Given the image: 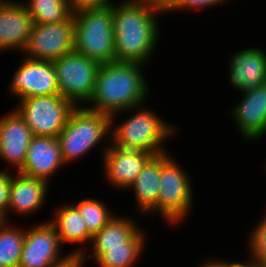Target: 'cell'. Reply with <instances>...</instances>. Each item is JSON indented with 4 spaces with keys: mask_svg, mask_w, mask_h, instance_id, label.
Masks as SVG:
<instances>
[{
    "mask_svg": "<svg viewBox=\"0 0 266 267\" xmlns=\"http://www.w3.org/2000/svg\"><path fill=\"white\" fill-rule=\"evenodd\" d=\"M229 56L227 80L231 88L244 93L266 83V49L257 46L242 48Z\"/></svg>",
    "mask_w": 266,
    "mask_h": 267,
    "instance_id": "14",
    "label": "cell"
},
{
    "mask_svg": "<svg viewBox=\"0 0 266 267\" xmlns=\"http://www.w3.org/2000/svg\"><path fill=\"white\" fill-rule=\"evenodd\" d=\"M15 110L34 136L58 137L76 108L60 94L28 97L17 101Z\"/></svg>",
    "mask_w": 266,
    "mask_h": 267,
    "instance_id": "8",
    "label": "cell"
},
{
    "mask_svg": "<svg viewBox=\"0 0 266 267\" xmlns=\"http://www.w3.org/2000/svg\"><path fill=\"white\" fill-rule=\"evenodd\" d=\"M54 210L48 221L55 227L62 246L77 243L70 253L83 254L90 245L92 235L88 232L78 207L69 202L55 207Z\"/></svg>",
    "mask_w": 266,
    "mask_h": 267,
    "instance_id": "20",
    "label": "cell"
},
{
    "mask_svg": "<svg viewBox=\"0 0 266 267\" xmlns=\"http://www.w3.org/2000/svg\"><path fill=\"white\" fill-rule=\"evenodd\" d=\"M144 6L157 11L161 15H167L174 12V7L178 0H138ZM167 13V14H166Z\"/></svg>",
    "mask_w": 266,
    "mask_h": 267,
    "instance_id": "30",
    "label": "cell"
},
{
    "mask_svg": "<svg viewBox=\"0 0 266 267\" xmlns=\"http://www.w3.org/2000/svg\"><path fill=\"white\" fill-rule=\"evenodd\" d=\"M163 165V153L153 155L142 168L134 182L126 191L133 195L134 204L140 211V216L147 214L156 204L160 192L161 167Z\"/></svg>",
    "mask_w": 266,
    "mask_h": 267,
    "instance_id": "21",
    "label": "cell"
},
{
    "mask_svg": "<svg viewBox=\"0 0 266 267\" xmlns=\"http://www.w3.org/2000/svg\"><path fill=\"white\" fill-rule=\"evenodd\" d=\"M227 1L229 2L230 0H178L174 7V12H182L184 10L200 11L201 9L205 11L206 8L208 10V8L217 7Z\"/></svg>",
    "mask_w": 266,
    "mask_h": 267,
    "instance_id": "28",
    "label": "cell"
},
{
    "mask_svg": "<svg viewBox=\"0 0 266 267\" xmlns=\"http://www.w3.org/2000/svg\"><path fill=\"white\" fill-rule=\"evenodd\" d=\"M33 19L21 0L0 1V54L24 50L33 27Z\"/></svg>",
    "mask_w": 266,
    "mask_h": 267,
    "instance_id": "16",
    "label": "cell"
},
{
    "mask_svg": "<svg viewBox=\"0 0 266 267\" xmlns=\"http://www.w3.org/2000/svg\"><path fill=\"white\" fill-rule=\"evenodd\" d=\"M111 10L116 61L149 66L162 38L158 19L161 14L138 0H118Z\"/></svg>",
    "mask_w": 266,
    "mask_h": 267,
    "instance_id": "1",
    "label": "cell"
},
{
    "mask_svg": "<svg viewBox=\"0 0 266 267\" xmlns=\"http://www.w3.org/2000/svg\"><path fill=\"white\" fill-rule=\"evenodd\" d=\"M247 236V262L257 267H266V209Z\"/></svg>",
    "mask_w": 266,
    "mask_h": 267,
    "instance_id": "26",
    "label": "cell"
},
{
    "mask_svg": "<svg viewBox=\"0 0 266 267\" xmlns=\"http://www.w3.org/2000/svg\"><path fill=\"white\" fill-rule=\"evenodd\" d=\"M113 0H68L72 12L82 9L103 8L114 3Z\"/></svg>",
    "mask_w": 266,
    "mask_h": 267,
    "instance_id": "29",
    "label": "cell"
},
{
    "mask_svg": "<svg viewBox=\"0 0 266 267\" xmlns=\"http://www.w3.org/2000/svg\"><path fill=\"white\" fill-rule=\"evenodd\" d=\"M134 218L119 215L118 213L96 234L92 236L88 247H115L123 246L141 228Z\"/></svg>",
    "mask_w": 266,
    "mask_h": 267,
    "instance_id": "22",
    "label": "cell"
},
{
    "mask_svg": "<svg viewBox=\"0 0 266 267\" xmlns=\"http://www.w3.org/2000/svg\"><path fill=\"white\" fill-rule=\"evenodd\" d=\"M59 92L75 107H85L90 101L100 63L72 51L52 62Z\"/></svg>",
    "mask_w": 266,
    "mask_h": 267,
    "instance_id": "7",
    "label": "cell"
},
{
    "mask_svg": "<svg viewBox=\"0 0 266 267\" xmlns=\"http://www.w3.org/2000/svg\"><path fill=\"white\" fill-rule=\"evenodd\" d=\"M74 51L100 64L116 61L111 5L73 12Z\"/></svg>",
    "mask_w": 266,
    "mask_h": 267,
    "instance_id": "6",
    "label": "cell"
},
{
    "mask_svg": "<svg viewBox=\"0 0 266 267\" xmlns=\"http://www.w3.org/2000/svg\"><path fill=\"white\" fill-rule=\"evenodd\" d=\"M144 230L141 227L123 246L88 247L82 255L86 261L94 260L92 262L98 264L97 267H134L145 253L147 234Z\"/></svg>",
    "mask_w": 266,
    "mask_h": 267,
    "instance_id": "19",
    "label": "cell"
},
{
    "mask_svg": "<svg viewBox=\"0 0 266 267\" xmlns=\"http://www.w3.org/2000/svg\"><path fill=\"white\" fill-rule=\"evenodd\" d=\"M240 96L236 106L228 112L237 127L236 133L240 135L241 142L244 140L253 144L266 137V83Z\"/></svg>",
    "mask_w": 266,
    "mask_h": 267,
    "instance_id": "12",
    "label": "cell"
},
{
    "mask_svg": "<svg viewBox=\"0 0 266 267\" xmlns=\"http://www.w3.org/2000/svg\"><path fill=\"white\" fill-rule=\"evenodd\" d=\"M63 251L56 229L48 220L27 225L18 267H52L69 254Z\"/></svg>",
    "mask_w": 266,
    "mask_h": 267,
    "instance_id": "11",
    "label": "cell"
},
{
    "mask_svg": "<svg viewBox=\"0 0 266 267\" xmlns=\"http://www.w3.org/2000/svg\"><path fill=\"white\" fill-rule=\"evenodd\" d=\"M152 156L148 151L123 149L110 143L100 158L104 180L115 190L125 191Z\"/></svg>",
    "mask_w": 266,
    "mask_h": 267,
    "instance_id": "13",
    "label": "cell"
},
{
    "mask_svg": "<svg viewBox=\"0 0 266 267\" xmlns=\"http://www.w3.org/2000/svg\"><path fill=\"white\" fill-rule=\"evenodd\" d=\"M3 115L0 117V161L18 172L26 160L34 135L14 107Z\"/></svg>",
    "mask_w": 266,
    "mask_h": 267,
    "instance_id": "15",
    "label": "cell"
},
{
    "mask_svg": "<svg viewBox=\"0 0 266 267\" xmlns=\"http://www.w3.org/2000/svg\"><path fill=\"white\" fill-rule=\"evenodd\" d=\"M22 3L34 24L63 22L73 14L68 0H23Z\"/></svg>",
    "mask_w": 266,
    "mask_h": 267,
    "instance_id": "24",
    "label": "cell"
},
{
    "mask_svg": "<svg viewBox=\"0 0 266 267\" xmlns=\"http://www.w3.org/2000/svg\"><path fill=\"white\" fill-rule=\"evenodd\" d=\"M110 125V115L91 111L85 107H76L57 137L65 165L73 164L76 160L88 156L94 148L100 150L102 158L111 143Z\"/></svg>",
    "mask_w": 266,
    "mask_h": 267,
    "instance_id": "4",
    "label": "cell"
},
{
    "mask_svg": "<svg viewBox=\"0 0 266 267\" xmlns=\"http://www.w3.org/2000/svg\"><path fill=\"white\" fill-rule=\"evenodd\" d=\"M241 267H255V265H252L246 261Z\"/></svg>",
    "mask_w": 266,
    "mask_h": 267,
    "instance_id": "33",
    "label": "cell"
},
{
    "mask_svg": "<svg viewBox=\"0 0 266 267\" xmlns=\"http://www.w3.org/2000/svg\"><path fill=\"white\" fill-rule=\"evenodd\" d=\"M13 223L9 221L0 223V267L19 266L25 228Z\"/></svg>",
    "mask_w": 266,
    "mask_h": 267,
    "instance_id": "23",
    "label": "cell"
},
{
    "mask_svg": "<svg viewBox=\"0 0 266 267\" xmlns=\"http://www.w3.org/2000/svg\"><path fill=\"white\" fill-rule=\"evenodd\" d=\"M146 67L140 63L114 61L101 64L86 109L113 115L147 103L151 94ZM144 69V70H143Z\"/></svg>",
    "mask_w": 266,
    "mask_h": 267,
    "instance_id": "2",
    "label": "cell"
},
{
    "mask_svg": "<svg viewBox=\"0 0 266 267\" xmlns=\"http://www.w3.org/2000/svg\"><path fill=\"white\" fill-rule=\"evenodd\" d=\"M79 209L88 232L93 236L99 232L117 213L99 198H84L73 202Z\"/></svg>",
    "mask_w": 266,
    "mask_h": 267,
    "instance_id": "25",
    "label": "cell"
},
{
    "mask_svg": "<svg viewBox=\"0 0 266 267\" xmlns=\"http://www.w3.org/2000/svg\"><path fill=\"white\" fill-rule=\"evenodd\" d=\"M172 155L170 151L163 153L157 204L146 215L160 217L167 227H178L191 216L195 199L190 173Z\"/></svg>",
    "mask_w": 266,
    "mask_h": 267,
    "instance_id": "5",
    "label": "cell"
},
{
    "mask_svg": "<svg viewBox=\"0 0 266 267\" xmlns=\"http://www.w3.org/2000/svg\"><path fill=\"white\" fill-rule=\"evenodd\" d=\"M201 264H198V267H241L245 262L246 259L244 261H235V260H225L223 258H210L209 259H205L204 261H201Z\"/></svg>",
    "mask_w": 266,
    "mask_h": 267,
    "instance_id": "31",
    "label": "cell"
},
{
    "mask_svg": "<svg viewBox=\"0 0 266 267\" xmlns=\"http://www.w3.org/2000/svg\"><path fill=\"white\" fill-rule=\"evenodd\" d=\"M74 51L73 15L63 22L33 24L22 55L53 62Z\"/></svg>",
    "mask_w": 266,
    "mask_h": 267,
    "instance_id": "9",
    "label": "cell"
},
{
    "mask_svg": "<svg viewBox=\"0 0 266 267\" xmlns=\"http://www.w3.org/2000/svg\"><path fill=\"white\" fill-rule=\"evenodd\" d=\"M13 171L0 170V217L7 221V211L9 206L10 185Z\"/></svg>",
    "mask_w": 266,
    "mask_h": 267,
    "instance_id": "27",
    "label": "cell"
},
{
    "mask_svg": "<svg viewBox=\"0 0 266 267\" xmlns=\"http://www.w3.org/2000/svg\"><path fill=\"white\" fill-rule=\"evenodd\" d=\"M19 66L9 82L8 92L17 101L35 96L60 94L56 71L52 62L22 55Z\"/></svg>",
    "mask_w": 266,
    "mask_h": 267,
    "instance_id": "10",
    "label": "cell"
},
{
    "mask_svg": "<svg viewBox=\"0 0 266 267\" xmlns=\"http://www.w3.org/2000/svg\"><path fill=\"white\" fill-rule=\"evenodd\" d=\"M65 166L58 138L34 136L29 144L26 160L18 172L50 183L52 177Z\"/></svg>",
    "mask_w": 266,
    "mask_h": 267,
    "instance_id": "18",
    "label": "cell"
},
{
    "mask_svg": "<svg viewBox=\"0 0 266 267\" xmlns=\"http://www.w3.org/2000/svg\"><path fill=\"white\" fill-rule=\"evenodd\" d=\"M50 183L44 179L26 176L19 172H14L10 185L9 206L7 211V221L11 222V213L15 216H31L38 214L46 204L50 192ZM11 212V213H10ZM15 213V214H14Z\"/></svg>",
    "mask_w": 266,
    "mask_h": 267,
    "instance_id": "17",
    "label": "cell"
},
{
    "mask_svg": "<svg viewBox=\"0 0 266 267\" xmlns=\"http://www.w3.org/2000/svg\"><path fill=\"white\" fill-rule=\"evenodd\" d=\"M123 114H128L126 120L121 119L118 122L117 116H124ZM178 129L176 125L150 109L149 105L143 104L111 115L110 142L123 149L148 151L158 155L167 152L168 148L164 144L169 142L171 137H176Z\"/></svg>",
    "mask_w": 266,
    "mask_h": 267,
    "instance_id": "3",
    "label": "cell"
},
{
    "mask_svg": "<svg viewBox=\"0 0 266 267\" xmlns=\"http://www.w3.org/2000/svg\"><path fill=\"white\" fill-rule=\"evenodd\" d=\"M87 261L82 254L69 253L63 260L55 263L52 267H84Z\"/></svg>",
    "mask_w": 266,
    "mask_h": 267,
    "instance_id": "32",
    "label": "cell"
}]
</instances>
